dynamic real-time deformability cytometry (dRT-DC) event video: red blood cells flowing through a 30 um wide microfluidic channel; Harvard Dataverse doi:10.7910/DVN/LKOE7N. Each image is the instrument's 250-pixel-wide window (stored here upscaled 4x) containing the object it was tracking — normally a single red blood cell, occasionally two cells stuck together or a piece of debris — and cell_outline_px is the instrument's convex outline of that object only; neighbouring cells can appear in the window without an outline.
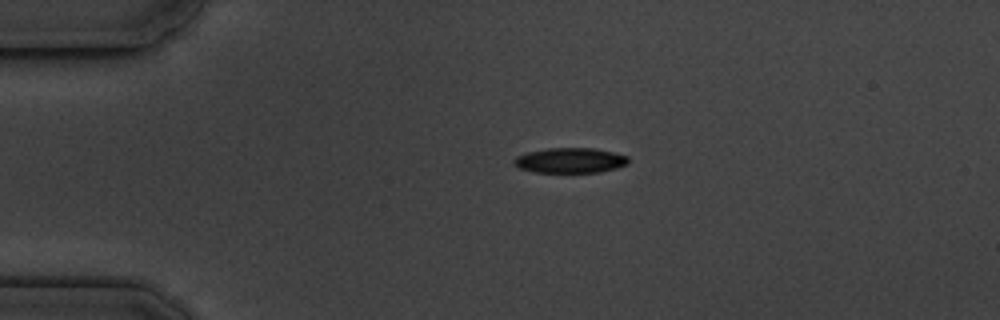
{"species": "common noctule bat (a hibernating species)", "species_latin": "Nyctalus noctula", "temperature_condition": "cold", "stored_images_in_passage": 4, "camera_frame_rate_fps": 3000, "um_per_image_px": 0.085, "animal": {"sex": "male", "body_mass_g": 19.5, "forearm_length_mm": 54.6}, "frame": {"image": 1, "passage_image": 3, "time_ms": 2.333, "image_size_px": [1000, 320], "cell_outline_px": [[628, 164], [616, 168], [600, 172], [536, 172], [520, 168], [512, 164], [512, 160], [516, 156], [528, 152], [548, 148], [596, 148], [628, 156]], "centroid_in_image_um": [48.45, 13.63], "position_along_channel_um": 36.5, "area_um2": 16.76}}